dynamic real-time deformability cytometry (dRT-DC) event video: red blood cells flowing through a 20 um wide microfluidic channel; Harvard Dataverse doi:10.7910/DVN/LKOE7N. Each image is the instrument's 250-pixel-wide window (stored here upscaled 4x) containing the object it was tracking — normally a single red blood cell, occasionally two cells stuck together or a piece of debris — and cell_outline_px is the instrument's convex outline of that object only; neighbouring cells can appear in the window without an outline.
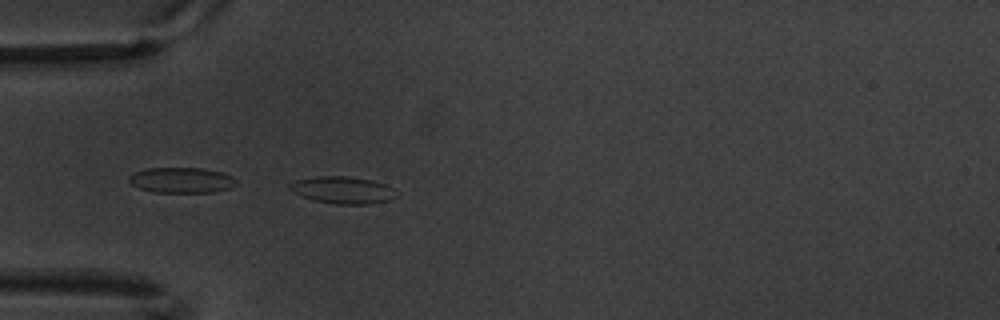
{"species": "common noctule bat (a hibernating species)", "species_latin": "Nyctalus noctula", "temperature_condition": "warm", "stored_images_in_passage": 5, "camera_frame_rate_fps": 3000, "um_per_image_px": 0.085, "animal": {"sex": "male", "body_mass_g": 20.1, "forearm_length_mm": 53.5}, "frame": {"image": 1, "passage_image": 5, "time_ms": 1.333, "image_size_px": [1000, 320], "cell_outline_px": [[400, 196], [392, 200], [368, 204], [336, 204], [312, 200], [300, 196], [292, 192], [288, 188], [288, 184], [296, 180], [316, 176], [348, 176], [372, 180], [384, 184], [400, 192]], "centroid_in_image_um": [29.16, 16.16], "position_along_channel_um": 55.8, "area_um2": 17.22}}